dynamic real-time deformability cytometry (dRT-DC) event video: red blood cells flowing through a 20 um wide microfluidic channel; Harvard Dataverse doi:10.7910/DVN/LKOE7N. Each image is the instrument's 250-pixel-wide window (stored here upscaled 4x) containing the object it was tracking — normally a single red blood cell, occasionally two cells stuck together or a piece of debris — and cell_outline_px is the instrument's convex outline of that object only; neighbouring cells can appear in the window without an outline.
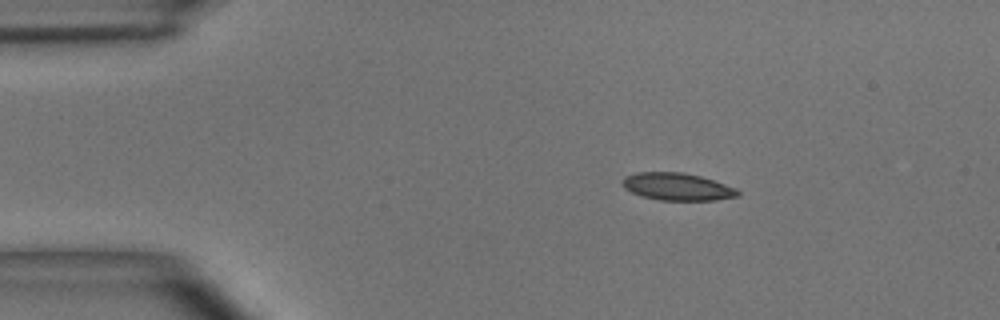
{"species": "common noctule bat (a hibernating species)", "species_latin": "Nyctalus noctula", "temperature_condition": "room temperature", "stored_images_in_passage": 43, "camera_frame_rate_fps": 3000, "um_per_image_px": 0.085, "animal": {"sex": "male", "body_mass_g": 15.6}, "frame": {"image": 1, "passage_image": 1, "time_ms": 0.0, "image_size_px": [1000, 320], "cell_outline_px": [[740, 196], [716, 200], [660, 200], [644, 196], [632, 192], [624, 188], [620, 184], [624, 176], [636, 172], [684, 172], [700, 176], [736, 188], [740, 192]], "centroid_in_image_um": [57.55, 15.86], "position_along_channel_um": 27.5, "area_um2": 18.44}}
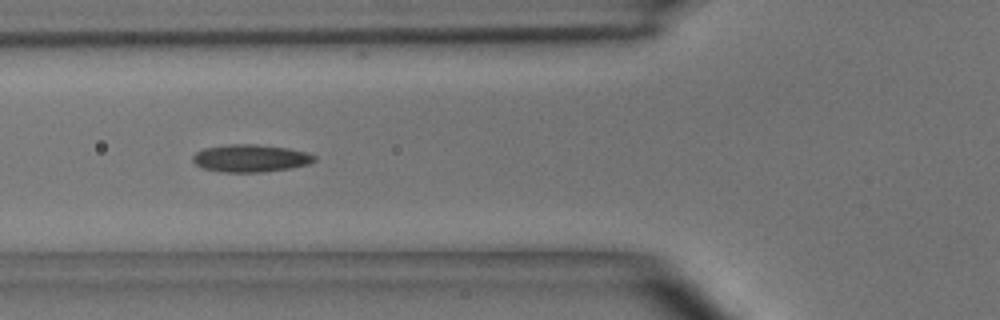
{"frame": {"image": 2, "passage_image": 11, "time_ms": 3.333, "image_size_px": [1000, 320], "cell_outline_px": [[316, 160], [308, 164], [288, 168], [260, 172], [224, 172], [204, 168], [196, 164], [192, 160], [192, 156], [196, 152], [204, 148], [228, 144], [256, 144], [288, 148], [308, 152], [316, 156]], "centroid_in_image_um": [21.3, 13.44], "position_along_channel_um": 104.5, "area_um2": 19.42}}
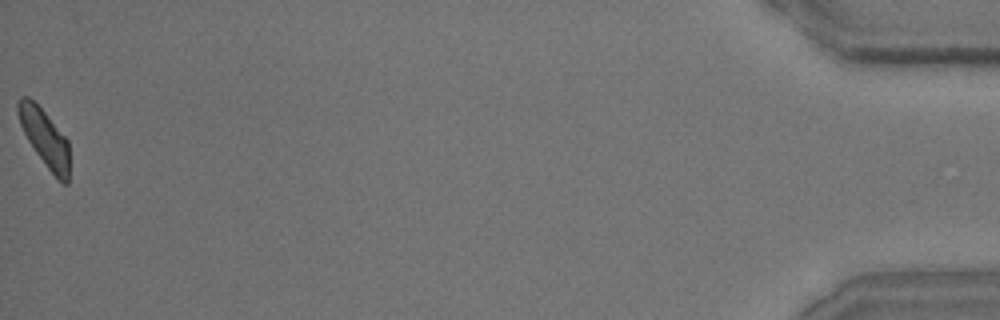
{"frame": {"image": 3, "passage_image": 43, "time_ms": 14.0, "image_size_px": [1000, 320], "cell_outline_px": [[68, 184], [64, 184], [48, 168], [36, 152], [28, 140], [20, 124], [16, 112], [16, 104], [20, 96], [28, 96], [44, 112], [68, 140]], "centroid_in_image_um": [3.76, 11.67], "position_along_channel_um": 431.4, "area_um2": 16.7}, "authors_computed_cell_mechanics": {"area_um2": 18.3804, "velocity_mm_per_s": 3.9696, "shape_relaxation_time_tau1_ms": 4.611, "shape_relaxation_time_tau2_ms": 3.0565, "deformation_change_tau1": 0.1398, "deformation_change_tau2": 0.1066}}